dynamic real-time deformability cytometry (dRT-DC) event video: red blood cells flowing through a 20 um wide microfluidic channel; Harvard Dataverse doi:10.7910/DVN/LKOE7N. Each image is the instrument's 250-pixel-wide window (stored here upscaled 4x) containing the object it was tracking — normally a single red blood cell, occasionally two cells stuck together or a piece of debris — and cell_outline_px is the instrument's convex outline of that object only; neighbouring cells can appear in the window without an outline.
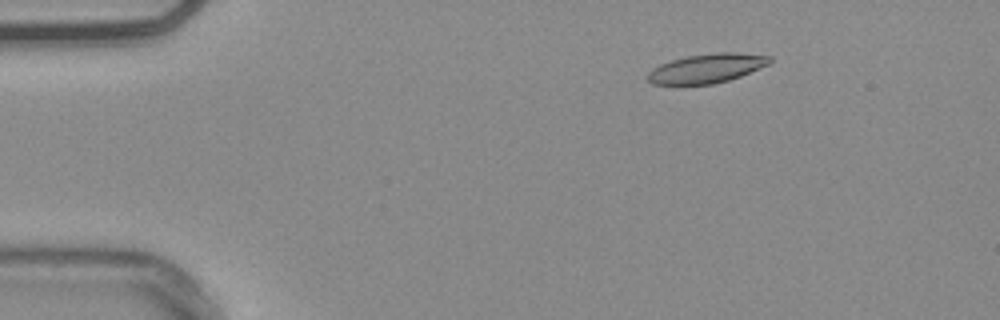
{"species": "common noctule bat (a hibernating species)", "species_latin": "Nyctalus noctula", "temperature_condition": "warm", "stored_images_in_passage": 55, "camera_frame_rate_fps": 3000, "um_per_image_px": 0.085, "animal": {"sex": "male", "body_mass_g": 20.4}, "frame": {"image": 1, "passage_image": 9, "time_ms": 2.667, "image_size_px": [1000, 320], "cell_outline_px": [[772, 60], [768, 64], [740, 76], [728, 80], [712, 84], [652, 84], [648, 80], [648, 72], [652, 68], [660, 64], [672, 60], [688, 56], [716, 52], [736, 52], [772, 56]], "centroid_in_image_um": [60.07, 5.8], "position_along_channel_um": 24.9, "area_um2": 20.58}}
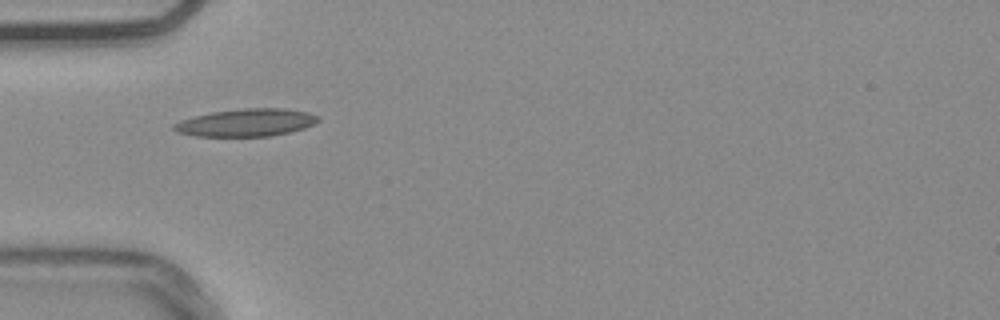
{"frame": {"image": 2, "passage_image": 18, "time_ms": 5.667, "image_size_px": [1000, 320], "cell_outline_px": [[320, 120], [304, 128], [272, 136], [196, 136], [176, 132], [172, 128], [172, 124], [180, 120], [212, 112], [244, 108], [284, 108], [308, 112], [320, 116]], "centroid_in_image_um": [20.93, 10.42], "position_along_channel_um": 64.1, "area_um2": 23.18}}
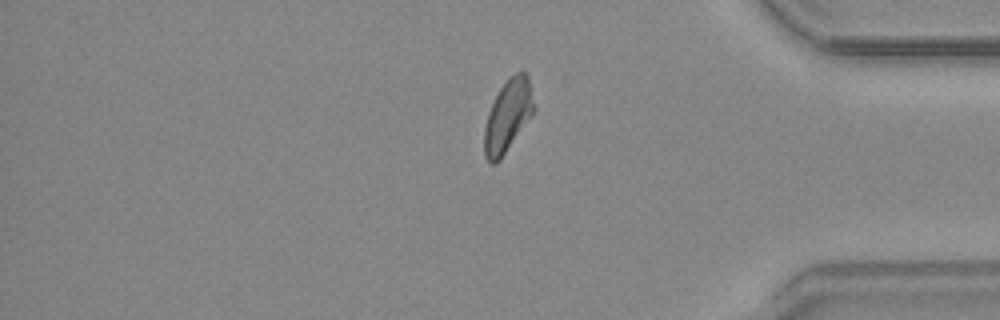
{"frame": {"image": 3, "passage_image": 46, "time_ms": 15.0, "image_size_px": [1000, 320], "cell_outline_px": [[536, 108], [532, 116], [500, 160], [496, 164], [492, 164], [484, 156], [484, 128], [488, 112], [500, 88], [516, 72], [524, 72], [528, 76]], "centroid_in_image_um": [43.18, 9.88], "position_along_channel_um": 392.0, "area_um2": 20.81}, "authors_computed_cell_mechanics": {"area_um2": 20.808, "velocity_mm_per_s": 3.7623, "shape_relaxation_time_tau1_ms": 7.2975, "shape_relaxation_time_tau2_ms": 3.5593, "deformation_change_tau1": 0.1978, "deformation_change_tau2": 0.1108}}